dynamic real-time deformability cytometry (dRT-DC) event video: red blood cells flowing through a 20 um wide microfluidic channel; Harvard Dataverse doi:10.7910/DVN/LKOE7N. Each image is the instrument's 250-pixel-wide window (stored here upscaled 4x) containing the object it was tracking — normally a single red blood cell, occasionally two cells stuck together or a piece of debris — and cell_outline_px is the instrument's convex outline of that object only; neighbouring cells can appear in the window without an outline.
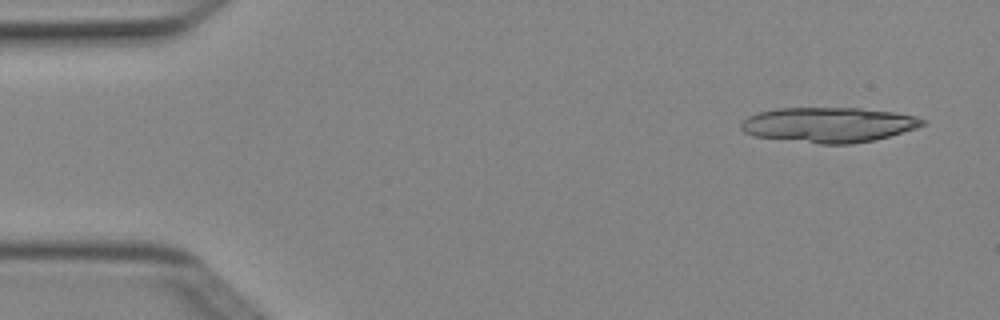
{"species": "Egyptian fruit bat (a non-hibernating species)", "species_latin": "Rousettus aegyptiacus", "temperature_condition": "cold", "stored_images_in_passage": 3, "camera_frame_rate_fps": 3000, "um_per_image_px": 0.085, "animal": {"sex": "female"}, "frame": {"image": 1, "passage_image": 1, "time_ms": 0.0, "image_size_px": [1000, 320], "cell_outline_px": [[928, 120], [924, 124], [916, 128], [888, 136], [872, 140], [852, 144], [820, 144], [752, 136], [744, 132], [740, 128], [740, 124], [748, 116], [756, 112], [776, 108], [860, 108], [896, 112], [916, 116]], "centroid_in_image_um": [70.41, 10.6], "position_along_channel_um": 14.6, "area_um2": 37.28}}